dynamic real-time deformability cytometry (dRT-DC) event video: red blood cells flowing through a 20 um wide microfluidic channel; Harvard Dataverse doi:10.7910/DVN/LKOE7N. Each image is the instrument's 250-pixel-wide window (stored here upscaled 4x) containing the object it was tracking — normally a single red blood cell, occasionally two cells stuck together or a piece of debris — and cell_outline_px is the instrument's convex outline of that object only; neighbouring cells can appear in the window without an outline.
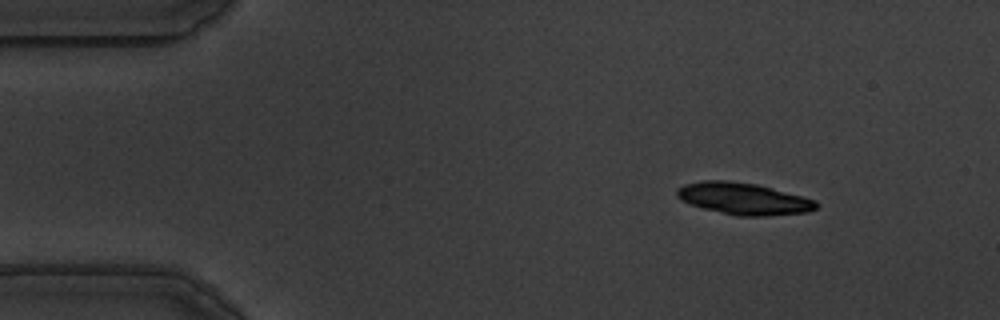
{"species": "common noctule bat (a hibernating species)", "species_latin": "Nyctalus noctula", "temperature_condition": "warm", "stored_images_in_passage": 16, "camera_frame_rate_fps": 3000, "um_per_image_px": 0.085, "animal": {"sex": "male", "body_mass_g": 19.5, "forearm_length_mm": 54.6}, "frame": {"image": 1, "passage_image": 1, "time_ms": 0.0, "image_size_px": [1000, 320], "cell_outline_px": [[820, 204], [816, 208], [808, 212], [764, 216], [736, 216], [704, 208], [680, 200], [676, 196], [676, 188], [684, 184], [704, 180], [728, 180], [756, 184], [772, 188], [816, 200]], "centroid_in_image_um": [63.19, 16.88], "position_along_channel_um": 21.8, "area_um2": 25.84}}